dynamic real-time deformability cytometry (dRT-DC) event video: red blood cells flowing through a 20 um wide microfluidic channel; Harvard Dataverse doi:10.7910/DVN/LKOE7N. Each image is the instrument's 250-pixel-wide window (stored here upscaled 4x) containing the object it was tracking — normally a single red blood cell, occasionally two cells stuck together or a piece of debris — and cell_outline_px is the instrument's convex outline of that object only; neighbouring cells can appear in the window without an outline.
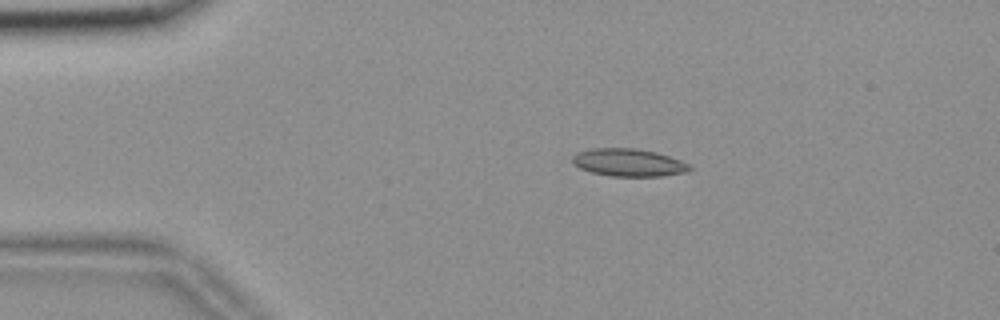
{"species": "common noctule bat (a hibernating species)", "species_latin": "Nyctalus noctula", "temperature_condition": "room temperature", "stored_images_in_passage": 46, "camera_frame_rate_fps": 3000, "um_per_image_px": 0.085, "animal": {"sex": "female", "body_mass_g": 18.4}, "frame": {"image": 1, "passage_image": 1, "time_ms": 0.0, "image_size_px": [1000, 320], "cell_outline_px": [[692, 168], [688, 172], [660, 176], [612, 176], [592, 172], [580, 168], [572, 164], [572, 156], [576, 152], [592, 148], [636, 148], [656, 152], [680, 160], [688, 164]], "centroid_in_image_um": [53.4, 13.81], "position_along_channel_um": 31.6, "area_um2": 18.9}}
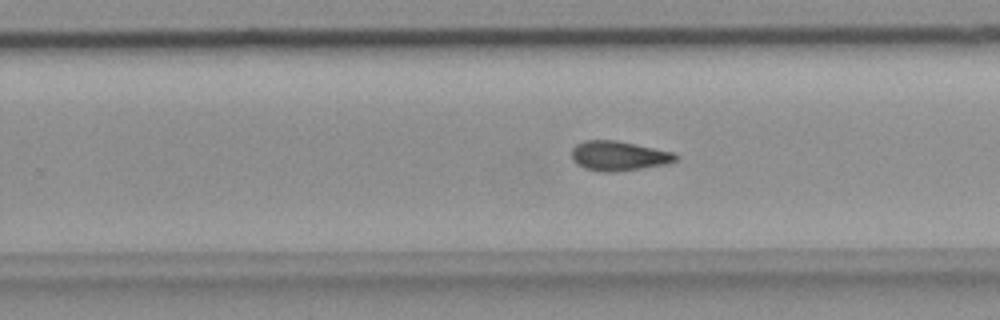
{"frame": {"image": 2, "passage_image": 25, "time_ms": 8.0, "image_size_px": [1000, 320], "cell_outline_px": [[680, 156], [676, 160], [664, 164], [616, 172], [600, 172], [584, 168], [576, 164], [572, 160], [572, 148], [576, 144], [584, 140], [616, 140], [672, 152]], "centroid_in_image_um": [52.53, 13.25], "position_along_channel_um": 277.3, "area_um2": 17.92}}
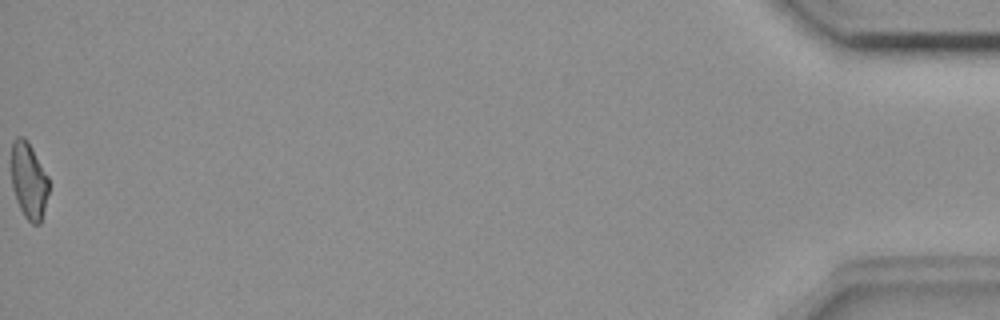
{"frame": {"image": 3, "passage_image": 46, "time_ms": 15.0, "image_size_px": [1000, 320], "cell_outline_px": [[48, 192], [40, 224], [32, 224], [24, 216], [16, 200], [12, 188], [12, 140], [16, 136], [24, 136], [28, 140], [48, 176]], "centroid_in_image_um": [2.44, 15.32], "position_along_channel_um": 432.8, "area_um2": 16.65}, "authors_computed_cell_mechanics": {"area_um2": 17.6579, "velocity_mm_per_s": 3.6712, "shape_relaxation_time_tau1_ms": null, "shape_relaxation_time_tau2_ms": 6.0288, "deformation_change_tau1": null, "deformation_change_tau2": 0.1348}}